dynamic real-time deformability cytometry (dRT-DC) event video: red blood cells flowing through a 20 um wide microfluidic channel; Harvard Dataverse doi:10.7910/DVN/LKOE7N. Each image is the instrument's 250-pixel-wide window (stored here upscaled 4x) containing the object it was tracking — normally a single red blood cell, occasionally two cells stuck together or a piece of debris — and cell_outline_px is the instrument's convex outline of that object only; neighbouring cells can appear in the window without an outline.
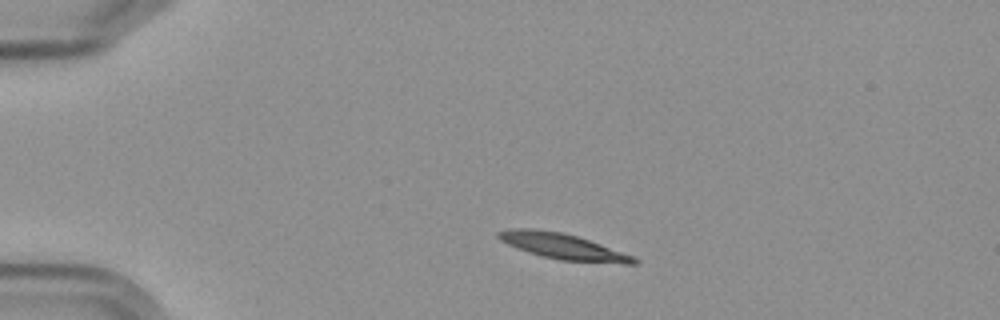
{"species": "Egyptian fruit bat (a non-hibernating species)", "species_latin": "Rousettus aegyptiacus", "temperature_condition": "cold", "stored_images_in_passage": 9, "camera_frame_rate_fps": 3000, "um_per_image_px": 0.085, "frame": {"image": 1, "passage_image": 1, "time_ms": 0.0, "image_size_px": [1000, 320], "cell_outline_px": [[640, 260], [636, 264], [624, 264], [560, 260], [528, 252], [508, 244], [500, 240], [496, 236], [496, 232], [508, 228], [532, 228], [560, 232], [576, 236], [636, 256]], "centroid_in_image_um": [47.87, 20.95], "position_along_channel_um": 37.1, "area_um2": 20.35}}
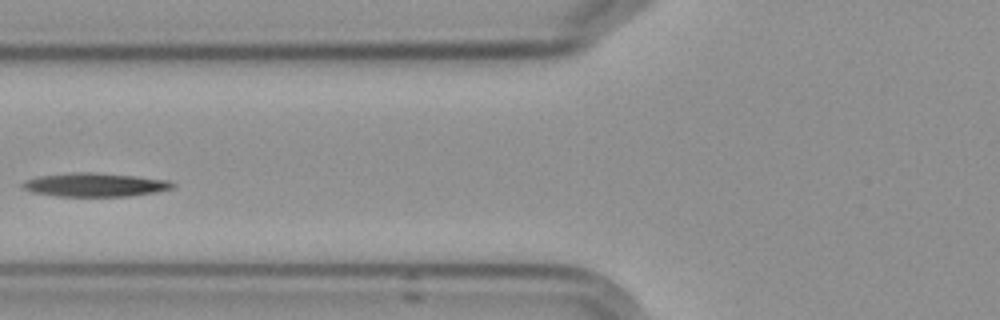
{"frame": {"image": 2, "passage_image": 4, "time_ms": 3.667, "image_size_px": [1000, 320], "cell_outline_px": [[176, 184], [172, 188], [156, 192], [128, 196], [56, 196], [32, 192], [20, 188], [20, 184], [24, 180], [36, 176], [72, 172], [96, 172], [136, 176], [168, 180]], "centroid_in_image_um": [8.0, 15.7], "position_along_channel_um": 117.8, "area_um2": 20.92}}
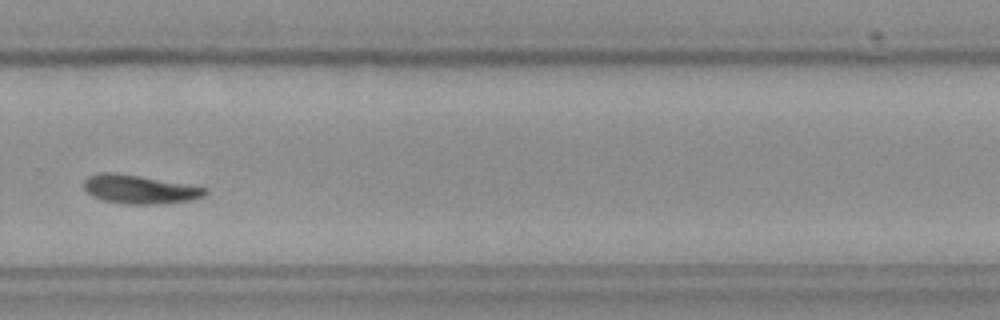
{"frame": {"image": 3, "passage_image": 9, "time_ms": 9.333, "image_size_px": [1000, 320], "cell_outline_px": [[208, 192], [204, 196], [192, 200], [164, 204], [124, 204], [104, 200], [92, 196], [84, 188], [84, 180], [88, 176], [100, 172], [116, 172], [140, 176], [208, 188]], "centroid_in_image_um": [11.87, 16.09], "position_along_channel_um": 317.9, "area_um2": 20.35}}